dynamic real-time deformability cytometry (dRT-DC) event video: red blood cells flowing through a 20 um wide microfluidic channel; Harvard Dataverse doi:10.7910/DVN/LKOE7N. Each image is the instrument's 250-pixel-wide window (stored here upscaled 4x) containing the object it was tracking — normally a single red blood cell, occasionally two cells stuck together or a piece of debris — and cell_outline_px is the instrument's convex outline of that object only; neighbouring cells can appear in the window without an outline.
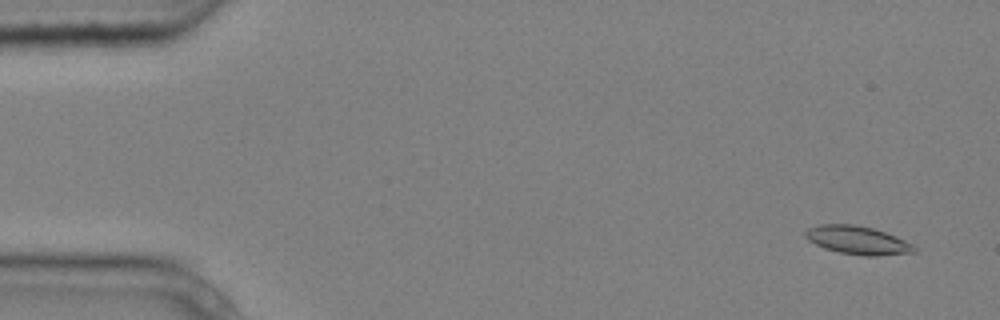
{"species": "common noctule bat (a hibernating species)", "species_latin": "Nyctalus noctula", "temperature_condition": "cold", "stored_images_in_passage": 4, "camera_frame_rate_fps": 3000, "um_per_image_px": 0.085, "animal": {"sex": "male", "body_mass_g": 20.4}, "frame": {"image": 1, "passage_image": 1, "time_ms": 0.0, "image_size_px": [1000, 320], "cell_outline_px": [[916, 252], [876, 256], [864, 256], [840, 252], [824, 248], [808, 240], [804, 236], [804, 232], [808, 228], [820, 224], [852, 224], [872, 228], [884, 232], [904, 240], [912, 244], [916, 248]], "centroid_in_image_um": [72.87, 20.42], "position_along_channel_um": 12.1, "area_um2": 17.8}}
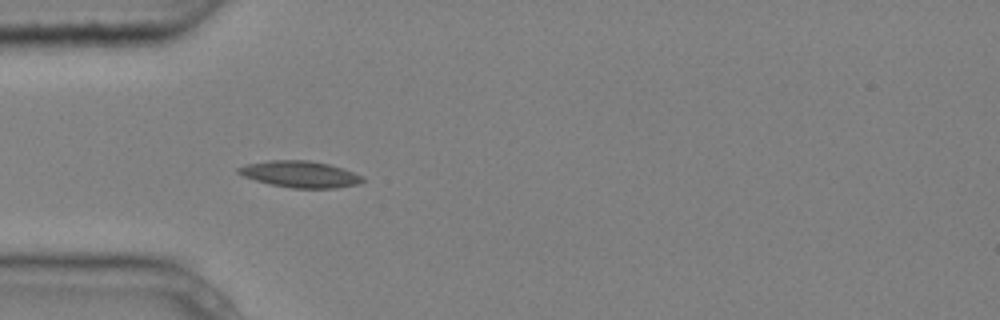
{"frame": {"image": 2, "passage_image": 4, "time_ms": 1.0, "image_size_px": [1000, 320], "cell_outline_px": [[364, 180], [360, 184], [336, 188], [292, 188], [268, 184], [244, 176], [236, 172], [236, 168], [248, 164], [268, 160], [308, 160], [328, 164], [344, 168], [364, 176]], "centroid_in_image_um": [25.54, 14.81], "position_along_channel_um": 59.5, "area_um2": 19.31}}